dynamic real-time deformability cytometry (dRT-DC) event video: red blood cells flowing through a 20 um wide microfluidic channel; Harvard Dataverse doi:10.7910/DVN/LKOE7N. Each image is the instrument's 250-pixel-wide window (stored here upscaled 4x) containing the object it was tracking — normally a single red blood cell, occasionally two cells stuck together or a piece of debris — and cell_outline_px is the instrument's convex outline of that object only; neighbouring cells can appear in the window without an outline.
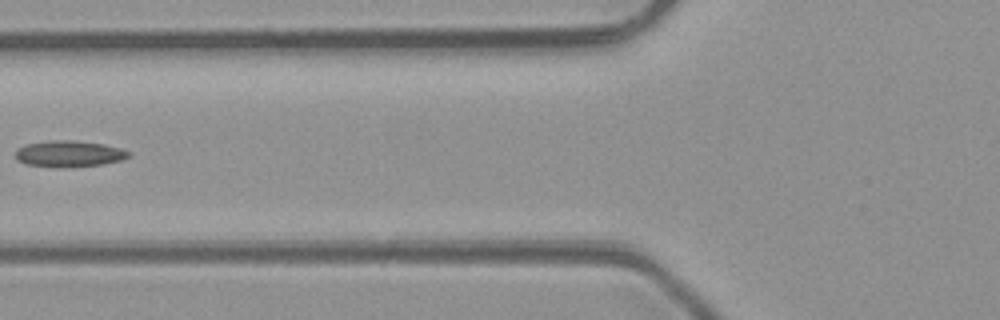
{"species": "common noctule bat (a hibernating species)", "species_latin": "Nyctalus noctula", "temperature_condition": "room temperature", "stored_images_in_passage": 5, "camera_frame_rate_fps": 3000, "um_per_image_px": 0.085, "animal": {"sex": "male", "body_mass_g": 23.1, "forearm_length_mm": 52.7}, "frame": {"image": 1, "passage_image": 5, "time_ms": 4.667, "image_size_px": [1000, 320], "cell_outline_px": [[132, 156], [120, 160], [104, 164], [64, 168], [60, 168], [24, 164], [16, 160], [16, 148], [28, 144], [48, 140], [72, 140], [104, 144], [120, 148], [132, 152]], "centroid_in_image_um": [5.88, 13.08], "position_along_channel_um": 119.9, "area_um2": 17.63}}